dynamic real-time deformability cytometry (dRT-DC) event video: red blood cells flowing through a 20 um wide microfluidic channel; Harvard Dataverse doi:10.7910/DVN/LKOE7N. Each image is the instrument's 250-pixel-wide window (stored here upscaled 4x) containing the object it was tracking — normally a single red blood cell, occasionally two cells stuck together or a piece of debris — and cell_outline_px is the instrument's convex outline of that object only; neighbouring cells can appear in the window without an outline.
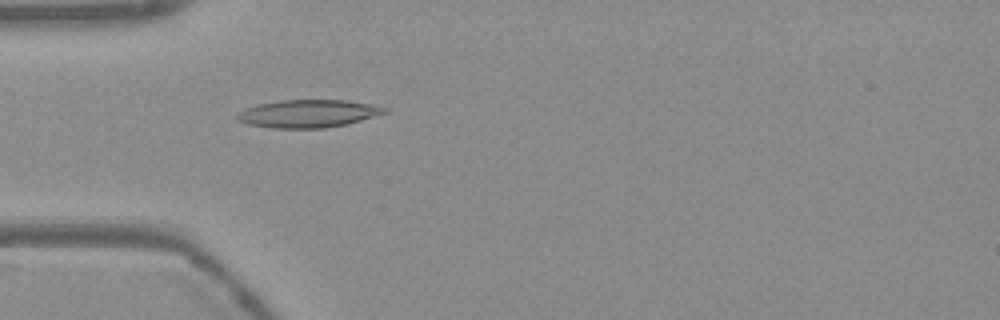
{"species": "Egyptian fruit bat (a non-hibernating species)", "species_latin": "Rousettus aegyptiacus", "temperature_condition": "warm", "stored_images_in_passage": 54, "camera_frame_rate_fps": 3000, "um_per_image_px": 0.085, "frame": {"image": 1, "passage_image": 16, "time_ms": 5.0, "image_size_px": [1000, 320], "cell_outline_px": [[388, 112], [348, 124], [324, 128], [272, 128], [248, 124], [236, 120], [236, 112], [260, 104], [280, 100], [344, 100], [368, 104], [388, 108]], "centroid_in_image_um": [26.17, 9.66], "position_along_channel_um": 58.8, "area_um2": 23.76}}
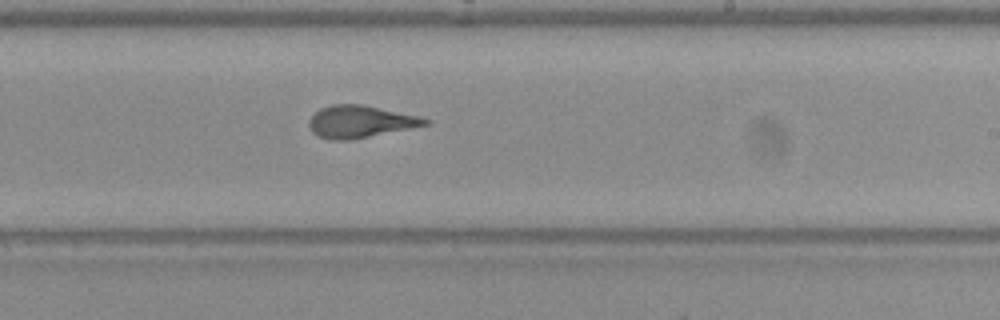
{"frame": {"image": 2, "passage_image": 32, "time_ms": 10.333, "image_size_px": [1000, 320], "cell_outline_px": [[432, 120], [428, 124], [348, 140], [332, 140], [316, 136], [312, 132], [308, 124], [308, 120], [320, 108], [332, 104], [364, 104], [416, 116]], "centroid_in_image_um": [30.54, 10.33], "position_along_channel_um": 258.5, "area_um2": 21.44}}
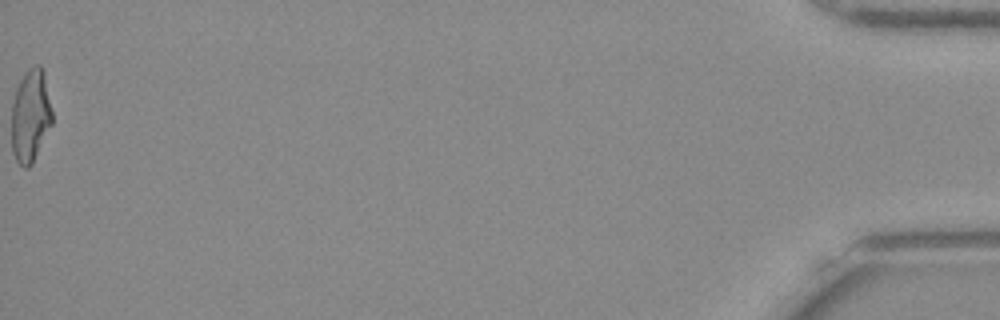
{"frame": {"image": 3, "passage_image": 54, "time_ms": 17.667, "image_size_px": [1000, 320], "cell_outline_px": [[52, 124], [32, 164], [28, 168], [24, 168], [16, 160], [12, 152], [12, 104], [16, 88], [24, 72], [28, 68], [36, 64], [40, 64], [44, 72], [52, 112]], "centroid_in_image_um": [2.59, 9.83], "position_along_channel_um": 432.6, "area_um2": 22.08}, "authors_computed_cell_mechanics": {"area_um2": 21.9929, "velocity_mm_per_s": 3.7831, "shape_relaxation_time_tau1_ms": 5.2822, "shape_relaxation_time_tau2_ms": 1.0122, "deformation_change_tau1": 0.2234, "deformation_change_tau2": 0.1026}}